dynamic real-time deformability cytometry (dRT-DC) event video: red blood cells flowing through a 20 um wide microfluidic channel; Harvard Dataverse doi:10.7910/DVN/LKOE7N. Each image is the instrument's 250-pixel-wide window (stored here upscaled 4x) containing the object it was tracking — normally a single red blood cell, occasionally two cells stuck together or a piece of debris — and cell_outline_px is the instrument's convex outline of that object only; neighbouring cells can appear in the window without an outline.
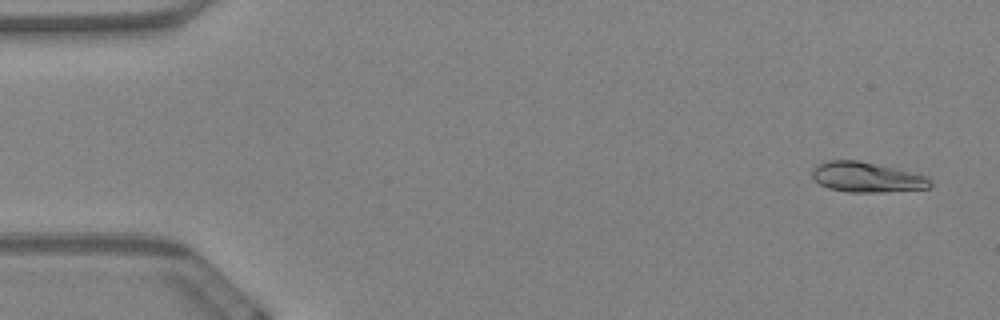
{"species": "Egyptian fruit bat (a non-hibernating species)", "species_latin": "Rousettus aegyptiacus", "temperature_condition": "warm", "stored_images_in_passage": 60, "segment_of_instrument_passage": [1, 2], "camera_frame_rate_fps": 3000, "um_per_image_px": 0.085, "animal": {"sex": "female"}, "frame": {"image": 1, "passage_image": 2, "time_ms": 0.333, "image_size_px": [1000, 320], "cell_outline_px": [[932, 188], [880, 192], [848, 192], [828, 188], [812, 180], [812, 168], [828, 160], [860, 160], [896, 168], [928, 176], [932, 180]], "centroid_in_image_um": [73.69, 15.06], "position_along_channel_um": 11.3, "area_um2": 20.98}}
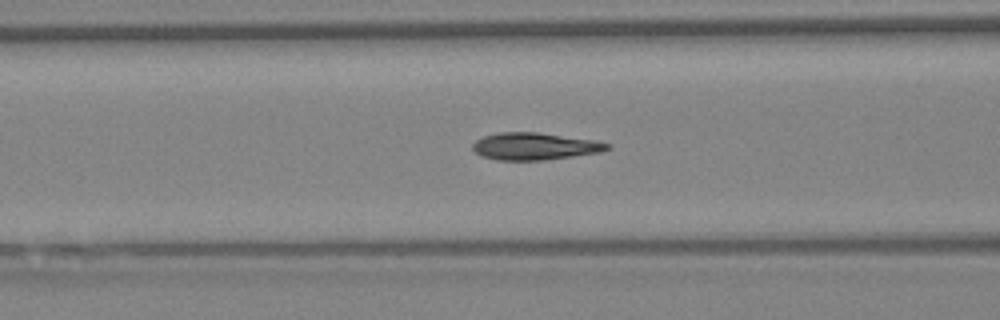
{"frame": {"image": 2, "passage_image": 23, "time_ms": 7.333, "image_size_px": [1000, 320], "cell_outline_px": [[612, 148], [600, 152], [544, 160], [496, 160], [480, 156], [472, 148], [472, 144], [476, 140], [484, 136], [500, 132], [536, 132], [596, 140], [612, 144]], "centroid_in_image_um": [45.46, 12.43], "position_along_channel_um": 121.1, "area_um2": 21.39}}
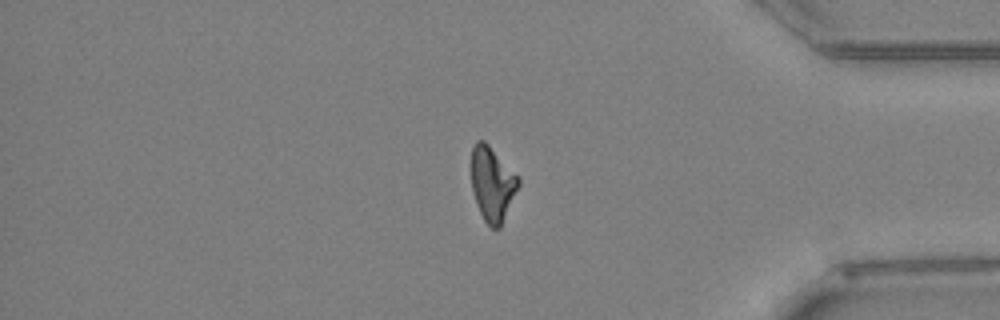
{"frame": {"image": 3, "passage_image": 49, "time_ms": 16.0, "image_size_px": [1000, 320], "cell_outline_px": [[520, 184], [500, 228], [492, 228], [484, 220], [480, 212], [472, 188], [472, 144], [476, 140], [484, 140], [488, 144], [520, 180]], "centroid_in_image_um": [41.84, 15.63], "position_along_channel_um": 393.4, "area_um2": 19.94}}